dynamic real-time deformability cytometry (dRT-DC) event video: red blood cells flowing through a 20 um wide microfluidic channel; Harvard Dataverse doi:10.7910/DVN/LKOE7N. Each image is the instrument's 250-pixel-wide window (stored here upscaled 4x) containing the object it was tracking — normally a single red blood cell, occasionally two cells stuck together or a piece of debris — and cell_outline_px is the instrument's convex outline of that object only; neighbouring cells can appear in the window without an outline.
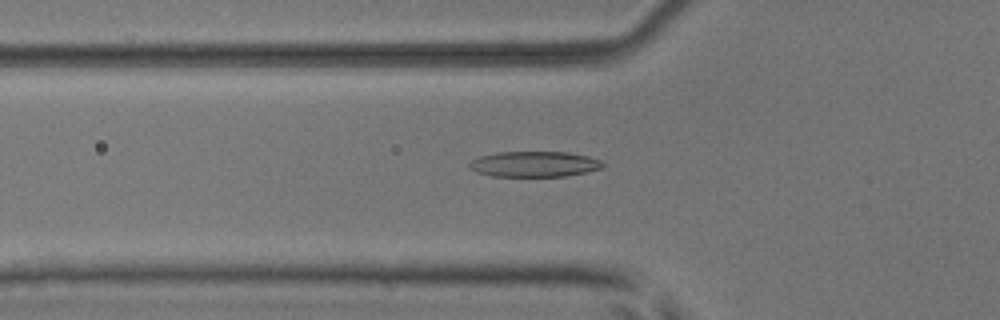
{"species": "common noctule bat (a hibernating species)", "species_latin": "Nyctalus noctula", "temperature_condition": "room temperature", "stored_images_in_passage": 37, "camera_frame_rate_fps": 3000, "um_per_image_px": 0.085, "animal": {"sex": "male", "body_mass_g": 17.9, "forearm_length_mm": 54.2}, "frame": {"image": 1, "passage_image": 8, "time_ms": 2.333, "image_size_px": [1000, 320], "cell_outline_px": [[604, 164], [600, 168], [584, 172], [564, 176], [492, 176], [476, 172], [468, 168], [468, 164], [472, 160], [480, 156], [496, 152], [568, 152], [588, 156], [600, 160]], "centroid_in_image_um": [45.36, 13.94], "position_along_channel_um": 80.4, "area_um2": 19.77}}
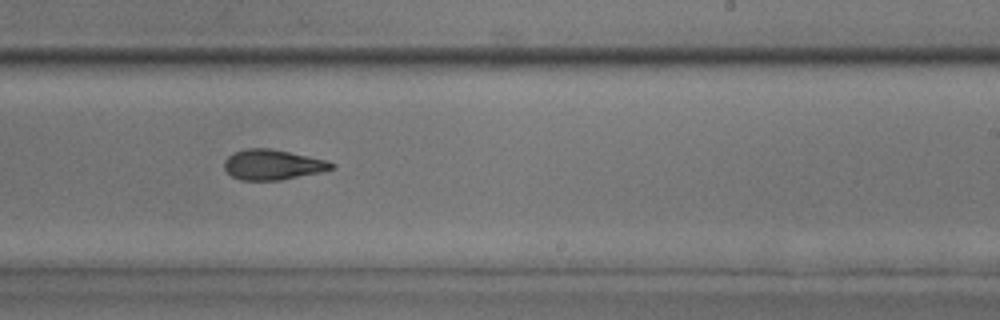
{"frame": {"image": 2, "passage_image": 22, "time_ms": 7.0, "image_size_px": [1000, 320], "cell_outline_px": [[336, 168], [320, 172], [280, 180], [240, 180], [232, 176], [224, 168], [224, 160], [232, 152], [244, 148], [268, 148], [328, 160], [336, 164]], "centroid_in_image_um": [23.17, 13.99], "position_along_channel_um": 265.8, "area_um2": 18.96}}
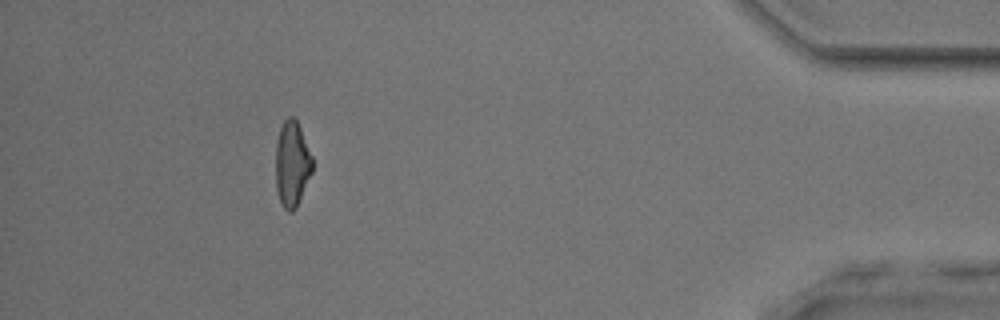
{"frame": {"image": 3, "passage_image": 37, "time_ms": 12.0, "image_size_px": [1000, 320], "cell_outline_px": [[312, 172], [296, 208], [292, 212], [288, 212], [284, 208], [280, 200], [276, 188], [276, 140], [280, 128], [284, 120], [288, 116], [292, 116], [296, 120], [300, 128], [312, 156]], "centroid_in_image_um": [24.81, 13.93], "position_along_channel_um": 410.4, "area_um2": 18.21}, "authors_computed_cell_mechanics": {"area_um2": 18.9584, "velocity_mm_per_s": 3.9785, "shape_relaxation_time_tau1_ms": 6.3774, "shape_relaxation_time_tau2_ms": 2.9628, "deformation_change_tau1": 0.1942, "deformation_change_tau2": 0.1195}}